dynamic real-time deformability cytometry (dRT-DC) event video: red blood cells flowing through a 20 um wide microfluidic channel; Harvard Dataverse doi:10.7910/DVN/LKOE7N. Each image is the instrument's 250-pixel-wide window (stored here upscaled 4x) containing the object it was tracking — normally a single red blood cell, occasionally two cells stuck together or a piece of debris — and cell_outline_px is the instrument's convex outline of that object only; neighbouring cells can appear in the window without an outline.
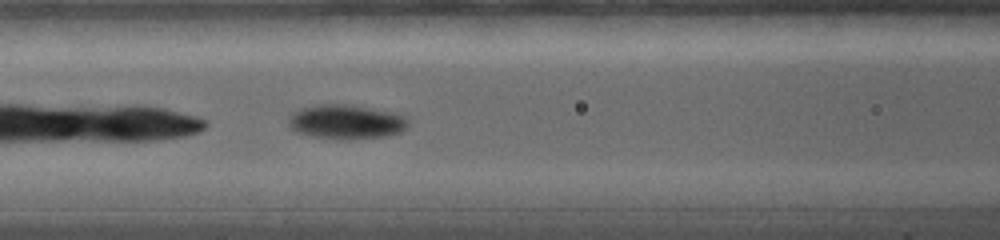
{"species": "common noctule bat (a hibernating species)", "species_latin": "Nyctalus noctula", "temperature_condition": "warm", "stored_images_in_passage": 21, "camera_frame_rate_fps": 5000, "um_per_image_px": 0.085, "animal": {"sex": "female", "body_mass_g": 19.0, "forearm_length_mm": 56.7}, "frame": {"image": 1, "passage_image": 7, "time_ms": 2.4, "image_size_px": [1000, 240], "cell_outline_px": [[408, 124], [400, 132], [384, 136], [352, 140], [340, 140], [308, 136], [296, 132], [288, 124], [288, 116], [292, 112], [300, 108], [320, 104], [344, 104], [392, 112], [404, 116], [408, 120]], "centroid_in_image_um": [29.35, 10.37], "position_along_channel_um": 137.2, "area_um2": 24.1}}
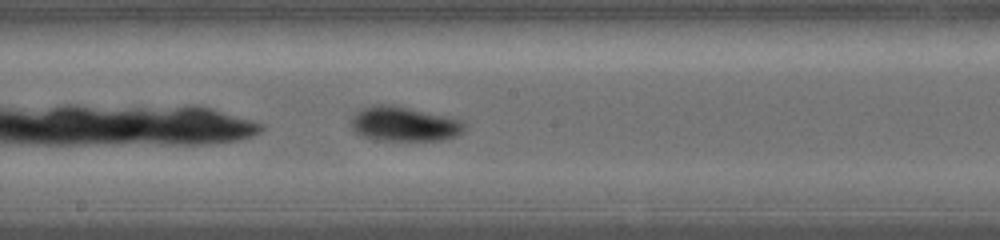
{"frame": {"image": 2, "passage_image": 12, "time_ms": 4.4, "image_size_px": [1000, 240], "cell_outline_px": [[464, 132], [456, 136], [444, 140], [376, 140], [360, 136], [352, 128], [352, 116], [356, 112], [364, 108], [408, 108], [444, 116], [460, 120], [464, 124]], "centroid_in_image_um": [34.39, 10.61], "position_along_channel_um": 213.8, "area_um2": 21.79}}
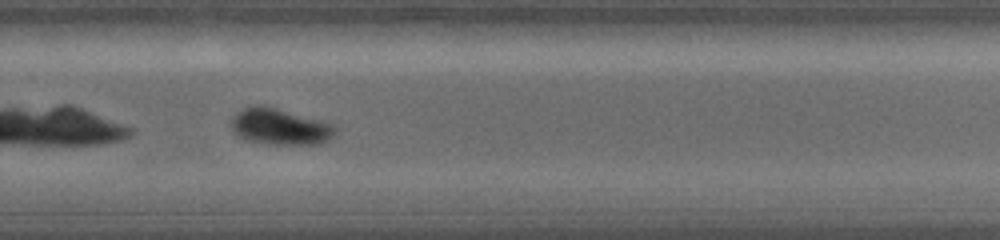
{"frame": {"image": 3, "passage_image": 18, "time_ms": 6.8, "image_size_px": [1000, 240], "cell_outline_px": [[336, 132], [332, 140], [324, 144], [260, 144], [244, 140], [232, 128], [232, 116], [236, 112], [244, 108], [256, 104], [264, 104], [320, 120], [332, 124], [336, 128]], "centroid_in_image_um": [23.81, 10.77], "position_along_channel_um": 306.0, "area_um2": 22.37}, "authors_computed_cell_mechanics": {"area_um2": 22.4264, "velocity_mm_per_s": 3.8452, "shape_relaxation_time_tau1_ms": 5.5591, "shape_relaxation_time_tau2_ms": null, "deformation_change_tau1": 0.1354, "deformation_change_tau2": null}}